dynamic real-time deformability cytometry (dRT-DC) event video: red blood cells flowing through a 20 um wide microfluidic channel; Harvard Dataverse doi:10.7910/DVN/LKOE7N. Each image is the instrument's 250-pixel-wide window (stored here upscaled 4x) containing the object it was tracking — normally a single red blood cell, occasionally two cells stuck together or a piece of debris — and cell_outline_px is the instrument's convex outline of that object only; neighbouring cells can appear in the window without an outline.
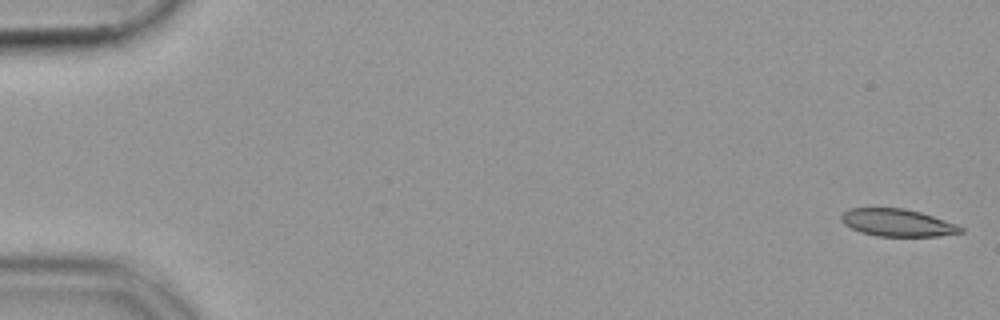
{"species": "common noctule bat (a hibernating species)", "species_latin": "Nyctalus noctula", "temperature_condition": "cold", "stored_images_in_passage": 53, "camera_frame_rate_fps": 3000, "um_per_image_px": 0.085, "animal": {"sex": "female", "body_mass_g": 19.9}, "frame": {"image": 1, "passage_image": 1, "time_ms": 0.0, "image_size_px": [1000, 320], "cell_outline_px": [[964, 232], [936, 236], [876, 236], [860, 232], [844, 224], [840, 220], [840, 216], [844, 212], [852, 208], [904, 208], [920, 212], [956, 224], [964, 228]], "centroid_in_image_um": [76.26, 18.93], "position_along_channel_um": 8.7, "area_um2": 18.96}}
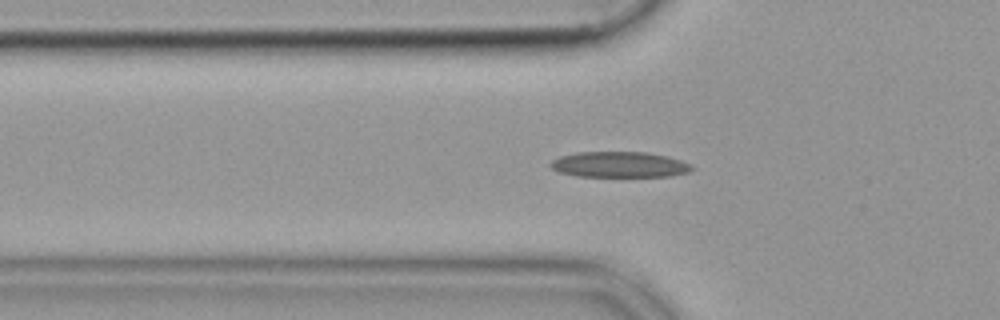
{"frame": {"image": 2, "passage_image": 18, "time_ms": 5.667, "image_size_px": [1000, 320], "cell_outline_px": [[692, 168], [688, 172], [672, 176], [576, 176], [560, 172], [552, 168], [548, 164], [552, 160], [560, 156], [576, 152], [648, 152], [668, 156], [692, 164]], "centroid_in_image_um": [52.64, 13.98], "position_along_channel_um": 73.2, "area_um2": 21.15}}
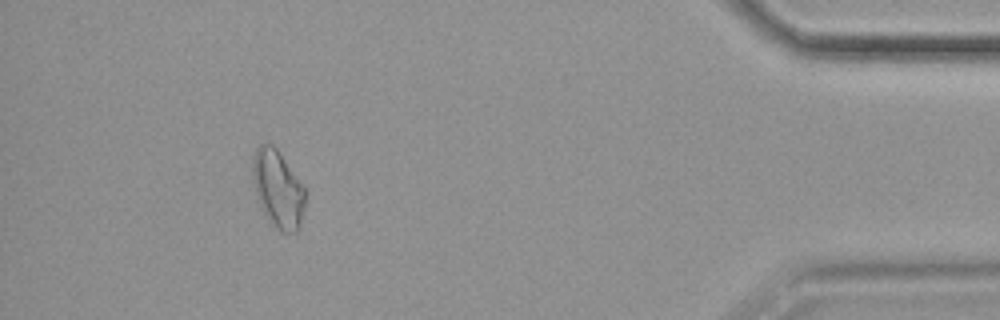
{"frame": {"image": 3, "passage_image": 49, "time_ms": 16.0, "image_size_px": [1000, 320], "cell_outline_px": [[304, 208], [300, 224], [296, 232], [284, 232], [276, 228], [264, 216], [256, 196], [252, 180], [252, 156], [256, 148], [260, 144], [272, 144], [280, 152], [304, 188]], "centroid_in_image_um": [23.57, 16.05], "position_along_channel_um": 411.6, "area_um2": 23.7}}